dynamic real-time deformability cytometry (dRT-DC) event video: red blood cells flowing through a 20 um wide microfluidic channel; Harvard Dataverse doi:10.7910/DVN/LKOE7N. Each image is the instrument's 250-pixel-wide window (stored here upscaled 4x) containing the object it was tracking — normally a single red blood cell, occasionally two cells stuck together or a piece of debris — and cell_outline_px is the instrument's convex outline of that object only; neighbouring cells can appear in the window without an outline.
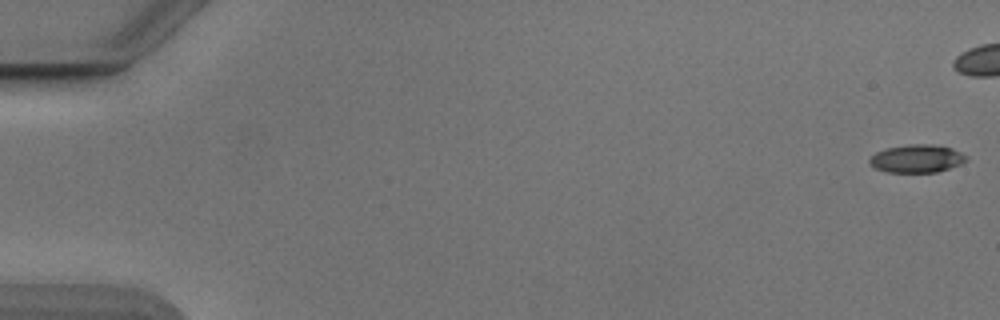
{"species": "Egyptian fruit bat (a non-hibernating species)", "species_latin": "Rousettus aegyptiacus", "temperature_condition": "cold", "stored_images_in_passage": 44, "camera_frame_rate_fps": 3000, "um_per_image_px": 0.085, "animal": {"sex": "male"}, "frame": {"image": 1, "passage_image": 1, "time_ms": 0.0, "image_size_px": [1000, 320], "cell_outline_px": [[968, 160], [960, 164], [936, 172], [888, 172], [876, 168], [868, 164], [868, 160], [876, 152], [888, 148], [912, 144], [932, 144], [952, 148], [968, 156]], "centroid_in_image_um": [77.94, 13.48], "position_along_channel_um": 7.1, "area_um2": 15.66}}
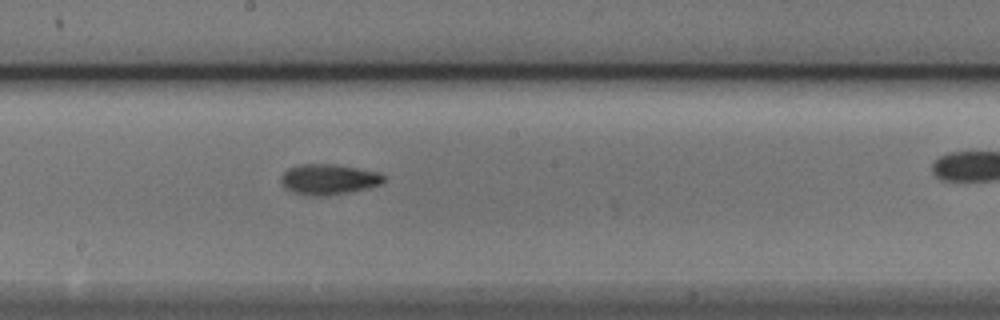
{"frame": {"image": 2, "passage_image": 30, "time_ms": 9.667, "image_size_px": [1000, 320], "cell_outline_px": [[388, 176], [384, 184], [352, 192], [328, 196], [308, 196], [292, 192], [280, 180], [280, 176], [288, 168], [300, 164], [336, 164], [380, 172]], "centroid_in_image_um": [28.02, 15.25], "position_along_channel_um": 220.2, "area_um2": 18.73}}
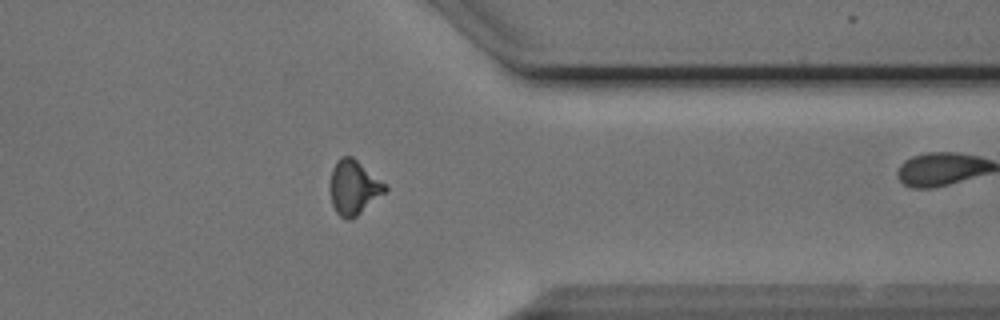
{"frame": {"image": 3, "passage_image": 43, "time_ms": 14.0, "image_size_px": [1000, 320], "cell_outline_px": [[388, 188], [384, 192], [352, 220], [348, 220], [340, 216], [336, 212], [332, 204], [328, 188], [332, 168], [336, 160], [340, 156], [352, 156], [384, 184]], "centroid_in_image_um": [29.99, 15.93], "position_along_channel_um": 381.4, "area_um2": 17.28}}